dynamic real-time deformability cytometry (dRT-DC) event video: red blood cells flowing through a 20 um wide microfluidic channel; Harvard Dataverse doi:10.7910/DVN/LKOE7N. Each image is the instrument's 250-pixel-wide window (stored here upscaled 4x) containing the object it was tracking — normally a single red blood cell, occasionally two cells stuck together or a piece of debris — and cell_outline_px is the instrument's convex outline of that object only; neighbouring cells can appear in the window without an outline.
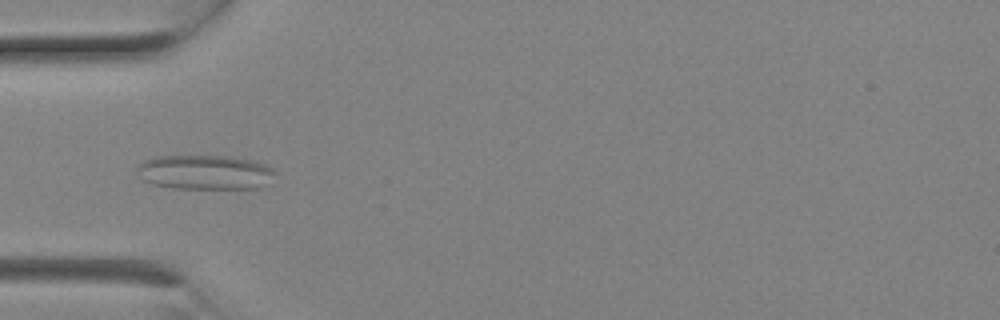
{"species": "Egyptian fruit bat (a non-hibernating species)", "species_latin": "Rousettus aegyptiacus", "temperature_condition": "room temperature", "stored_images_in_passage": 1, "camera_frame_rate_fps": 3000, "um_per_image_px": 0.085, "animal": {"sex": "female"}, "frame": {"image": 1, "passage_image": 1, "time_ms": 0.0, "image_size_px": [1000, 320], "cell_outline_px": [[280, 172], [272, 184], [260, 188], [172, 188], [152, 184], [140, 180], [136, 172], [136, 168], [144, 160], [152, 156], [232, 156], [256, 160]], "centroid_in_image_um": [17.5, 14.64], "position_along_channel_um": 67.5, "area_um2": 28.73}}